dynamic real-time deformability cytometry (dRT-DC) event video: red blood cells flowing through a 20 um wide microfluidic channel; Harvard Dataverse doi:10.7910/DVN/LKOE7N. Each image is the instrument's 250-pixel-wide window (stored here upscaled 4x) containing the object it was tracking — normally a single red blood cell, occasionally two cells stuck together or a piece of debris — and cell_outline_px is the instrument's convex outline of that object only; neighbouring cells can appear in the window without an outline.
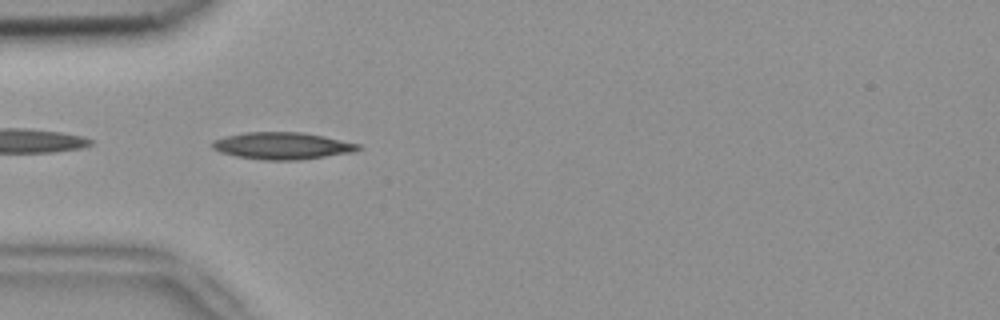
{"species": "common noctule bat (a hibernating species)", "species_latin": "Nyctalus noctula", "temperature_condition": "room temperature", "stored_images_in_passage": 6, "camera_frame_rate_fps": 3000, "um_per_image_px": 0.085, "animal": {"sex": "female", "body_mass_g": 18.4}, "frame": {"image": 1, "passage_image": 6, "time_ms": 1.667, "image_size_px": [1000, 320], "cell_outline_px": [[364, 148], [352, 152], [296, 160], [264, 160], [236, 156], [220, 152], [212, 148], [208, 144], [212, 140], [244, 132], [300, 132], [324, 136], [360, 144]], "centroid_in_image_um": [23.96, 12.39], "position_along_channel_um": 61.0, "area_um2": 22.95}}